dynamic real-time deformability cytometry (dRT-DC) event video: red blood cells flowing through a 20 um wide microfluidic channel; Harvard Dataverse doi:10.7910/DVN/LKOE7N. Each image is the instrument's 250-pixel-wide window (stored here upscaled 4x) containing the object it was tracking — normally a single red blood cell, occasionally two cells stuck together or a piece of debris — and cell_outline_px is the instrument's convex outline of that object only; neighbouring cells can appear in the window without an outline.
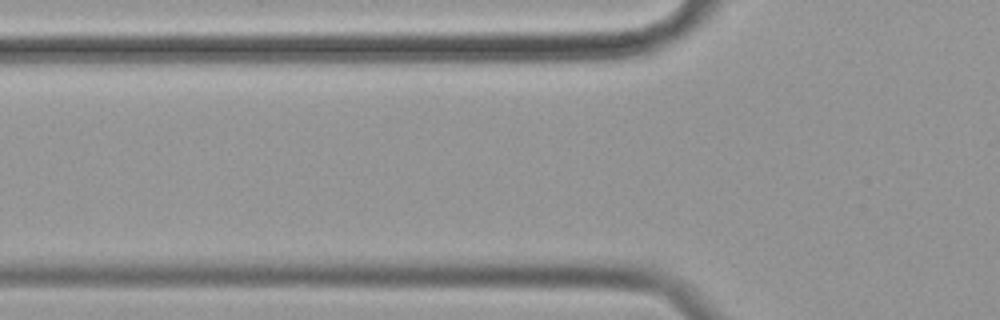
{"species": "common noctule bat (a hibernating species)", "species_latin": "Nyctalus noctula", "temperature_condition": "cold", "stored_images_in_passage": 4, "camera_frame_rate_fps": 3000, "um_per_image_px": 0.085, "animal": {"sex": "female", "body_mass_g": 19.9}, "frame": {"image": 1, "passage_image": 2, "time_ms": 0.333, "image_size_px": [1000, 320], "cell_outline_px": [[652, 292], [644, 296], [468, 288], [472, 284], [536, 280], [588, 280], [640, 288]], "centroid_in_image_um": [48.05, 24.41], "position_along_channel_um": 77.7, "area_um2": 12.6}}